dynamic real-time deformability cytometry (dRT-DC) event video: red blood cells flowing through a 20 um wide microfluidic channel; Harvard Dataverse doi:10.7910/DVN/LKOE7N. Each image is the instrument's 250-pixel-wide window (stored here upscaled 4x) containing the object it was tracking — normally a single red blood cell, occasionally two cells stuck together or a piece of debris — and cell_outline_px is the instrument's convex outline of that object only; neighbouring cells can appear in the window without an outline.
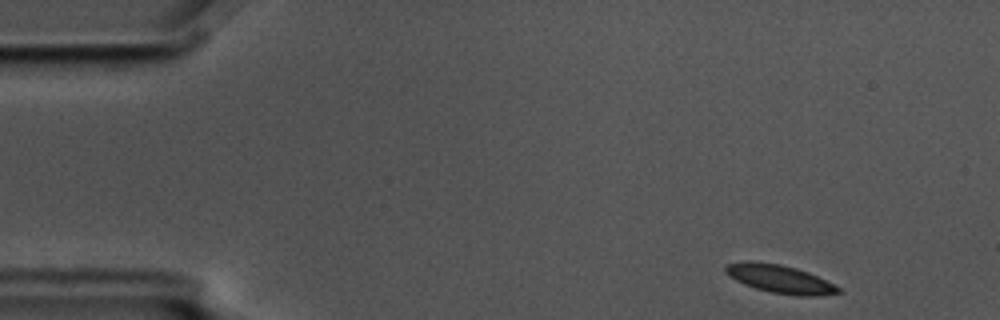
{"species": "common noctule bat (a hibernating species)", "species_latin": "Nyctalus noctula", "temperature_condition": "cold", "stored_images_in_passage": 52, "camera_frame_rate_fps": 3000, "um_per_image_px": 0.085, "animal": {"sex": "male", "body_mass_g": 17.5, "forearm_length_mm": 52.3}, "frame": {"image": 1, "passage_image": 1, "time_ms": 0.0, "image_size_px": [1000, 320], "cell_outline_px": [[844, 292], [820, 296], [796, 296], [772, 292], [756, 288], [744, 284], [736, 280], [724, 272], [724, 268], [728, 264], [744, 260], [752, 260], [780, 264], [796, 268], [808, 272], [840, 288]], "centroid_in_image_um": [66.28, 23.7], "position_along_channel_um": 18.7, "area_um2": 18.55}}
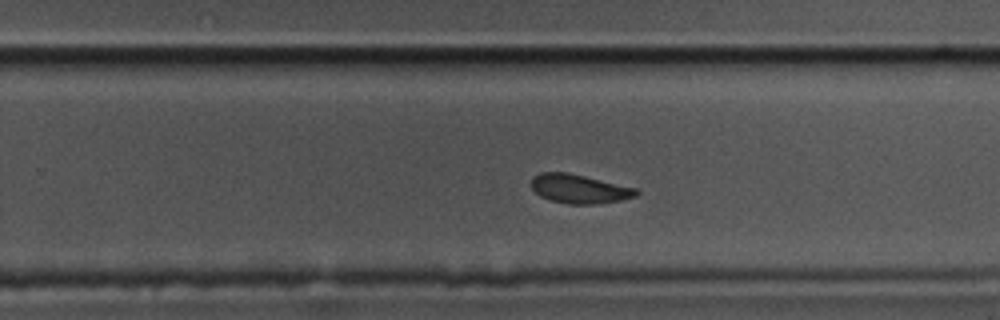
{"frame": {"image": 2, "passage_image": 31, "time_ms": 10.0, "image_size_px": [1000, 320], "cell_outline_px": [[640, 192], [636, 196], [620, 200], [600, 204], [568, 204], [552, 200], [540, 196], [532, 188], [532, 176], [540, 172], [568, 172], [636, 188]], "centroid_in_image_um": [49.24, 16.05], "position_along_channel_um": 280.6, "area_um2": 17.69}}
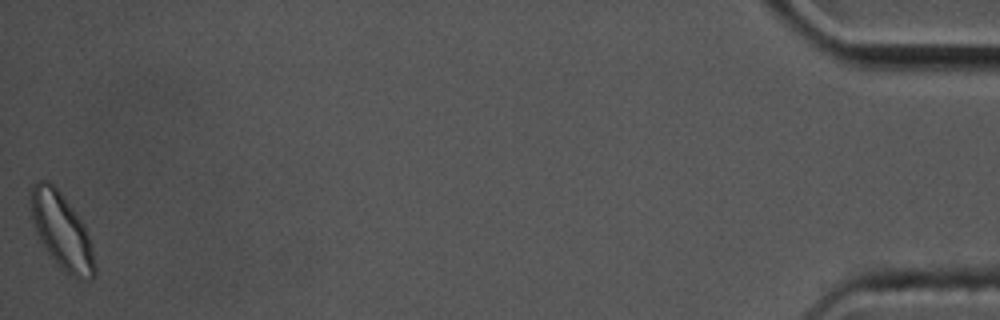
{"frame": {"image": 3, "passage_image": 52, "time_ms": 17.0, "image_size_px": [1000, 320], "cell_outline_px": [[96, 272], [92, 280], [88, 280], [72, 276], [64, 272], [48, 252], [40, 240], [36, 232], [32, 216], [28, 192], [32, 184], [36, 180], [48, 180], [60, 192], [84, 224], [92, 248], [96, 264]], "centroid_in_image_um": [5.23, 19.62], "position_along_channel_um": 430.0, "area_um2": 28.21}, "authors_computed_cell_mechanics": {"area_um2": 18.5538, "velocity_mm_per_s": 3.5221, "shape_relaxation_time_tau1_ms": null, "shape_relaxation_time_tau2_ms": 5.7239, "deformation_change_tau1": null, "deformation_change_tau2": 0.0864}}